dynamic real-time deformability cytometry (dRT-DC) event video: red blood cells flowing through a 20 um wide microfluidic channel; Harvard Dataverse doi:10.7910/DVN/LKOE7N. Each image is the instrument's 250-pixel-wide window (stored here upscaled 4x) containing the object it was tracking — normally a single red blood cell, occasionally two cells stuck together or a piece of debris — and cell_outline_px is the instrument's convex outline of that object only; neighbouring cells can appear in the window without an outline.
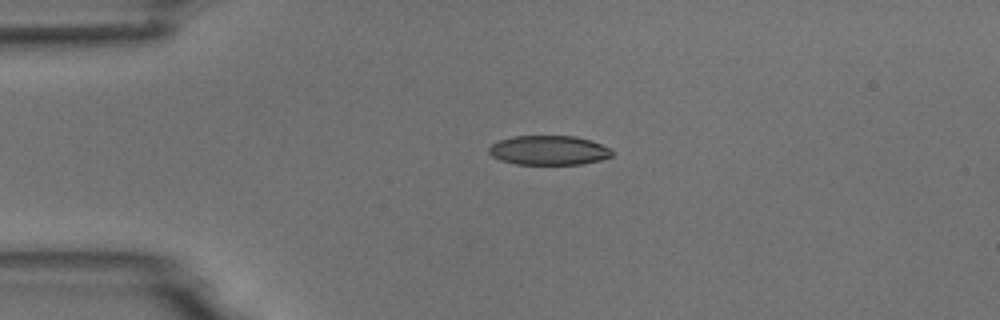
{"species": "common noctule bat (a hibernating species)", "species_latin": "Nyctalus noctula", "temperature_condition": "room temperature", "stored_images_in_passage": 4, "camera_frame_rate_fps": 3000, "um_per_image_px": 0.085, "animal": {"sex": "male", "body_mass_g": 18.8}, "frame": {"image": 1, "passage_image": 3, "time_ms": 2.333, "image_size_px": [1000, 320], "cell_outline_px": [[612, 156], [600, 160], [580, 164], [516, 164], [500, 160], [492, 156], [488, 152], [488, 148], [492, 144], [500, 140], [516, 136], [576, 136], [592, 140], [608, 148], [612, 152]], "centroid_in_image_um": [46.63, 12.77], "position_along_channel_um": 38.4, "area_um2": 20.98}}